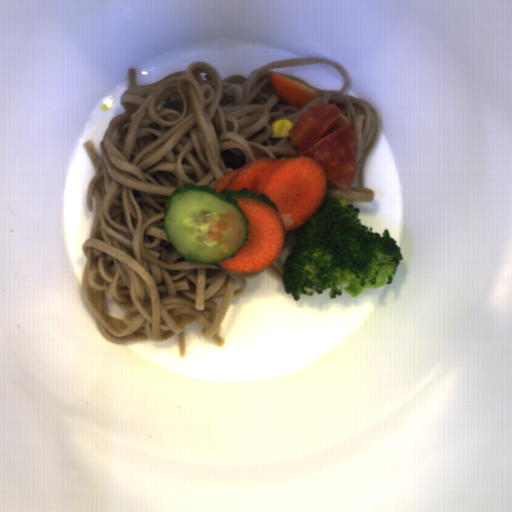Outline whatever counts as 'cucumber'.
I'll use <instances>...</instances> for the list:
<instances>
[{
    "instance_id": "1",
    "label": "cucumber",
    "mask_w": 512,
    "mask_h": 512,
    "mask_svg": "<svg viewBox=\"0 0 512 512\" xmlns=\"http://www.w3.org/2000/svg\"><path fill=\"white\" fill-rule=\"evenodd\" d=\"M236 198H257L278 212L266 194L248 188L216 191L184 183L175 188L164 210L167 241L186 260L216 264L234 258L249 238V227Z\"/></svg>"
}]
</instances>
